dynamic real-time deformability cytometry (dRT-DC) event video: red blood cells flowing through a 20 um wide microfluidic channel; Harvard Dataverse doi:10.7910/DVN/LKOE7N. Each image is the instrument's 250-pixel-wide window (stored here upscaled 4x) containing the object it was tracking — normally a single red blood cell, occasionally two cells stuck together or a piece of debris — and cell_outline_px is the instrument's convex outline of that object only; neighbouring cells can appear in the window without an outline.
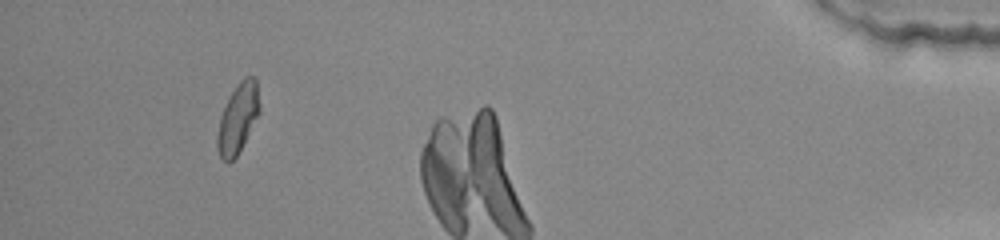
{"species": "common noctule bat (a hibernating species)", "species_latin": "Nyctalus noctula", "temperature_condition": "warm", "stored_images_in_passage": 38, "camera_frame_rate_fps": 3000, "um_per_image_px": 0.085, "animal": {"sex": "female", "body_mass_g": 22.0, "forearm_length_mm": 56.7}, "frame": {"image": 1, "passage_image": 34, "time_ms": 11.0, "image_size_px": [1000, 240], "cell_outline_px": [[260, 112], [236, 156], [228, 164], [220, 156], [216, 144], [216, 136], [220, 116], [236, 84], [244, 76], [252, 76], [256, 80], [260, 104]], "centroid_in_image_um": [20.21, 10.04], "position_along_channel_um": 415.0, "area_um2": 16.94}}